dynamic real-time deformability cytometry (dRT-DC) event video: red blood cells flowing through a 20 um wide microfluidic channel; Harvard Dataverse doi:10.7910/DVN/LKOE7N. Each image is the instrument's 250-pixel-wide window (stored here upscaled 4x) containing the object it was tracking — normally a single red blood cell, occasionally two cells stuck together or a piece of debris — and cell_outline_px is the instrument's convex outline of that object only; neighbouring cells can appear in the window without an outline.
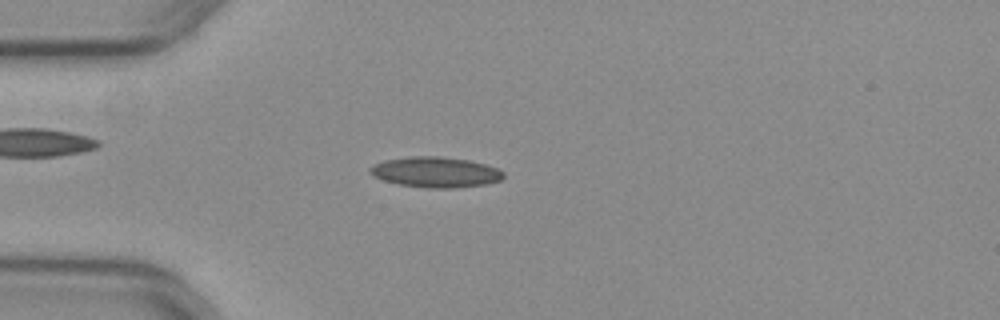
{"species": "common noctule bat (a hibernating species)", "species_latin": "Nyctalus noctula", "temperature_condition": "warm", "stored_images_in_passage": 46, "camera_frame_rate_fps": 3000, "um_per_image_px": 0.085, "animal": {"sex": "female", "body_mass_g": 29.2, "forearm_length_mm": 56.3}, "frame": {"image": 1, "passage_image": 8, "time_ms": 2.333, "image_size_px": [1000, 320], "cell_outline_px": [[504, 176], [500, 180], [484, 184], [456, 188], [428, 188], [400, 184], [384, 180], [372, 176], [368, 172], [368, 168], [372, 164], [384, 160], [408, 156], [440, 156], [468, 160], [484, 164], [496, 168], [504, 172]], "centroid_in_image_um": [36.96, 14.62], "position_along_channel_um": 48.0, "area_um2": 23.76}}
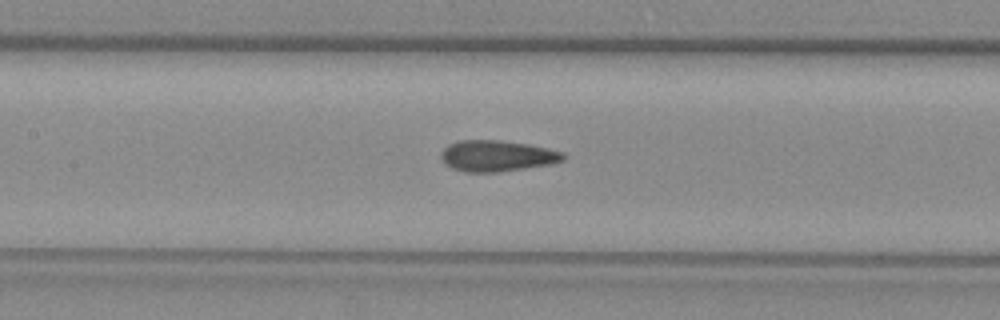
{"frame": {"image": 2, "passage_image": 18, "time_ms": 5.667, "image_size_px": [1000, 320], "cell_outline_px": [[564, 160], [552, 164], [496, 172], [464, 172], [452, 168], [440, 156], [440, 152], [448, 144], [460, 140], [500, 140], [528, 144], [548, 148], [564, 152]], "centroid_in_image_um": [42.25, 13.24], "position_along_channel_um": 165.1, "area_um2": 22.08}}
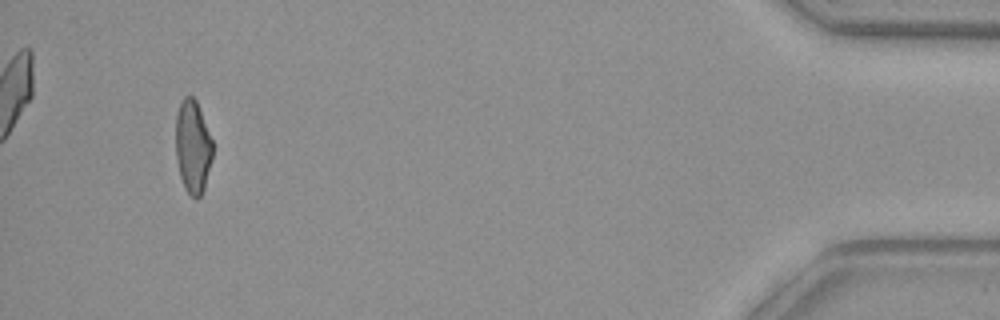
{"frame": {"image": 3, "passage_image": 43, "time_ms": 14.0, "image_size_px": [1000, 320], "cell_outline_px": [[212, 160], [204, 188], [200, 196], [196, 200], [184, 188], [180, 176], [176, 160], [176, 112], [180, 100], [184, 96], [192, 96], [196, 100], [212, 140]], "centroid_in_image_um": [16.37, 12.46], "position_along_channel_um": 418.8, "area_um2": 20.11}, "authors_computed_cell_mechanics": {"area_um2": 21.386, "velocity_mm_per_s": 3.9753, "shape_relaxation_time_tau1_ms": null, "shape_relaxation_time_tau2_ms": 1.689, "deformation_change_tau1": null, "deformation_change_tau2": 0.0837}}